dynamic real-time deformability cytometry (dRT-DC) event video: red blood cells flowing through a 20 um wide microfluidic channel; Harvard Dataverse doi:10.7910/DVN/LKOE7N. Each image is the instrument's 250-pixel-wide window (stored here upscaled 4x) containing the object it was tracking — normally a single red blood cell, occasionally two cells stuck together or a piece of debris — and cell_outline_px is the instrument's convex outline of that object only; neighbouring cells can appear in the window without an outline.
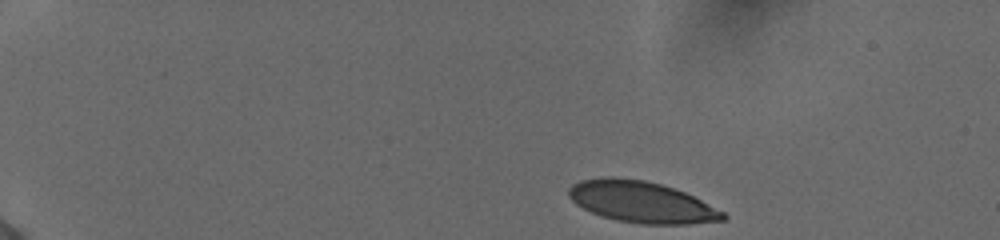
{"species": "human", "species_latin": "Homo sapiens", "temperature_condition": "cold", "stored_images_in_passage": 46, "camera_frame_rate_fps": 3000, "um_per_image_px": 0.085, "donor": {"sex": "female"}, "frame": {"image": 1, "passage_image": 1, "time_ms": 0.0, "image_size_px": [1000, 240], "cell_outline_px": [[728, 216], [724, 220], [688, 224], [644, 224], [616, 220], [600, 216], [576, 204], [568, 196], [568, 188], [572, 184], [580, 180], [604, 176], [616, 176], [644, 180], [660, 184], [684, 192], [724, 212]], "centroid_in_image_um": [54.48, 17.16], "position_along_channel_um": 30.5, "area_um2": 37.11}}
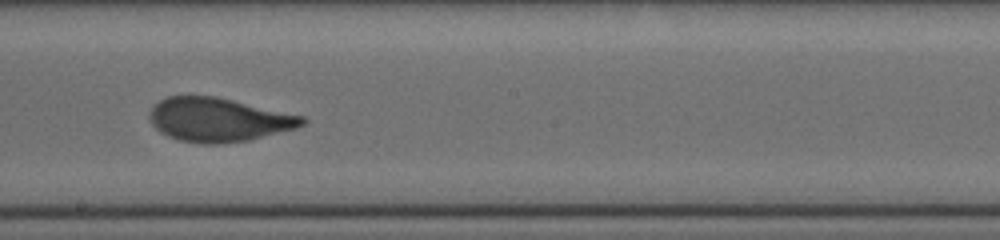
{"frame": {"image": 2, "passage_image": 25, "time_ms": 8.0, "image_size_px": [1000, 240], "cell_outline_px": [[308, 120], [304, 124], [296, 128], [248, 140], [216, 144], [200, 144], [176, 140], [160, 132], [152, 124], [148, 116], [148, 112], [160, 100], [168, 96], [216, 96], [304, 116]], "centroid_in_image_um": [18.55, 10.18], "position_along_channel_um": 229.6, "area_um2": 39.02}}
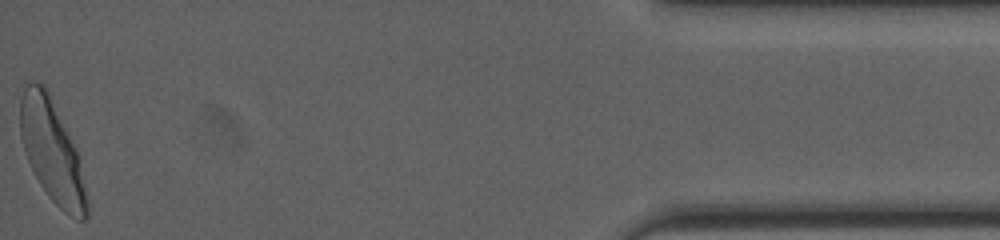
{"frame": {"image": 3, "passage_image": 46, "time_ms": 15.0, "image_size_px": [1000, 240], "cell_outline_px": [[88, 216], [84, 220], [76, 220], [64, 212], [48, 196], [40, 184], [24, 152], [20, 136], [20, 100], [24, 88], [32, 80], [44, 84], [48, 88], [76, 148], [88, 200]], "centroid_in_image_um": [4.41, 12.83], "position_along_channel_um": 430.8, "area_um2": 39.77}, "authors_computed_cell_mechanics": {"area_um2": 38.7549, "velocity_mm_per_s": 3.865, "shape_relaxation_time_tau1_ms": 4.5434, "shape_relaxation_time_tau2_ms": null, "deformation_change_tau1": 0.1771, "deformation_change_tau2": null}}